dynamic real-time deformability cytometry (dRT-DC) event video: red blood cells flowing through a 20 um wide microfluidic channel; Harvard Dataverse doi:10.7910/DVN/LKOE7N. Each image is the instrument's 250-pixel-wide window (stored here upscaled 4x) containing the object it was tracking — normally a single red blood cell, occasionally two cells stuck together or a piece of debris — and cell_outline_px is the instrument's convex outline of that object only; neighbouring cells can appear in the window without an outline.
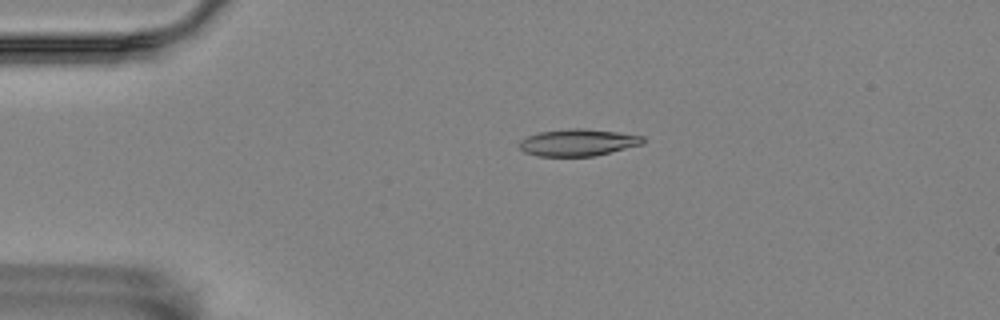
{"species": "Egyptian fruit bat (a non-hibernating species)", "species_latin": "Rousettus aegyptiacus", "temperature_condition": "room temperature", "stored_images_in_passage": 53, "camera_frame_rate_fps": 3000, "um_per_image_px": 0.085, "animal": {"sex": "female"}, "frame": {"image": 1, "passage_image": 8, "time_ms": 2.333, "image_size_px": [1000, 320], "cell_outline_px": [[644, 144], [592, 156], [536, 156], [524, 152], [520, 148], [520, 140], [528, 136], [540, 132], [568, 128], [584, 128], [616, 132], [644, 136]], "centroid_in_image_um": [49.12, 12.11], "position_along_channel_um": 35.9, "area_um2": 19.31}}
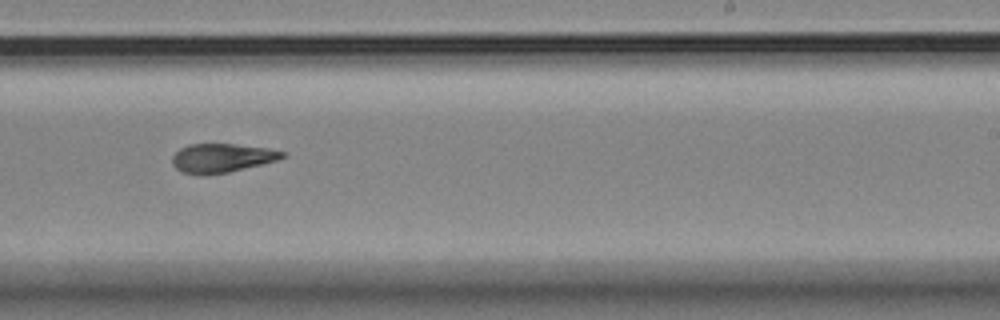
{"frame": {"image": 2, "passage_image": 31, "time_ms": 10.0, "image_size_px": [1000, 320], "cell_outline_px": [[284, 156], [276, 160], [228, 172], [204, 176], [200, 176], [184, 172], [176, 168], [172, 164], [172, 156], [180, 148], [188, 144], [236, 144], [268, 148], [284, 152]], "centroid_in_image_um": [18.79, 13.43], "position_along_channel_um": 270.2, "area_um2": 18.44}}
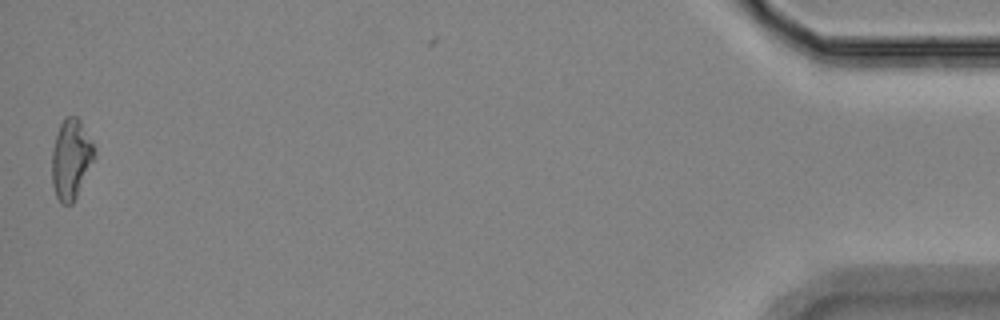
{"frame": {"image": 3, "passage_image": 52, "time_ms": 17.0, "image_size_px": [1000, 320], "cell_outline_px": [[96, 156], [72, 204], [60, 204], [56, 196], [52, 184], [52, 152], [56, 136], [60, 124], [64, 116], [76, 116], [80, 120], [92, 144]], "centroid_in_image_um": [6.02, 13.53], "position_along_channel_um": 429.2, "area_um2": 19.54}, "authors_computed_cell_mechanics": {"area_um2": 19.363, "velocity_mm_per_s": 3.5445, "shape_relaxation_time_tau1_ms": 8.5511, "shape_relaxation_time_tau2_ms": 3.9478, "deformation_change_tau1": 0.2288, "deformation_change_tau2": 0.1244}}